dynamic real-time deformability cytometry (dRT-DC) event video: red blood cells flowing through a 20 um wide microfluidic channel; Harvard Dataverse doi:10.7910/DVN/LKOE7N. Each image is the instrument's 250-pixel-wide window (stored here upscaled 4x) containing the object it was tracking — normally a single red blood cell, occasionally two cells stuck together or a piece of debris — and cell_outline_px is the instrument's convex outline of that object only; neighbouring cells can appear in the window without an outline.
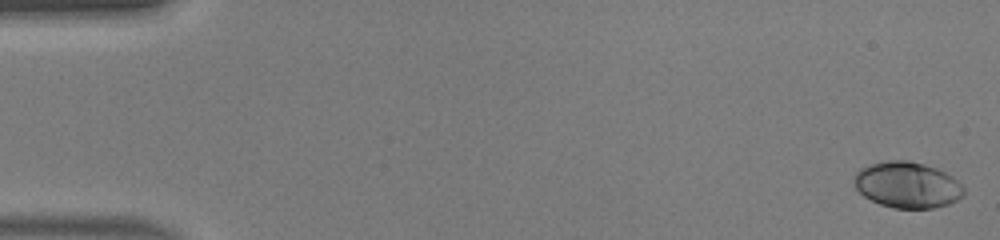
{"species": "human", "species_latin": "Homo sapiens", "temperature_condition": "warm", "stored_images_in_passage": 47, "camera_frame_rate_fps": 3000, "um_per_image_px": 0.085, "donor": {"sex": "male"}, "frame": {"image": 1, "passage_image": 1, "time_ms": 0.0, "image_size_px": [1000, 240], "cell_outline_px": [[964, 196], [948, 204], [932, 208], [896, 208], [880, 204], [864, 196], [856, 188], [852, 180], [856, 172], [860, 168], [872, 164], [888, 160], [908, 160], [924, 164], [936, 168], [952, 176], [964, 188]], "centroid_in_image_um": [77.11, 15.71], "position_along_channel_um": 7.9, "area_um2": 29.36}}
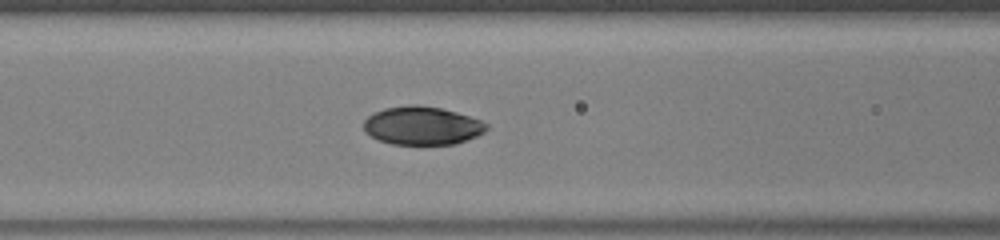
{"frame": {"image": 2, "passage_image": 20, "time_ms": 6.333, "image_size_px": [1000, 240], "cell_outline_px": [[488, 128], [484, 132], [476, 136], [456, 144], [392, 144], [380, 140], [372, 136], [364, 128], [364, 120], [368, 116], [384, 108], [408, 104], [416, 104], [440, 108], [456, 112], [480, 120], [488, 124]], "centroid_in_image_um": [35.9, 10.67], "position_along_channel_um": 130.7, "area_um2": 27.22}}
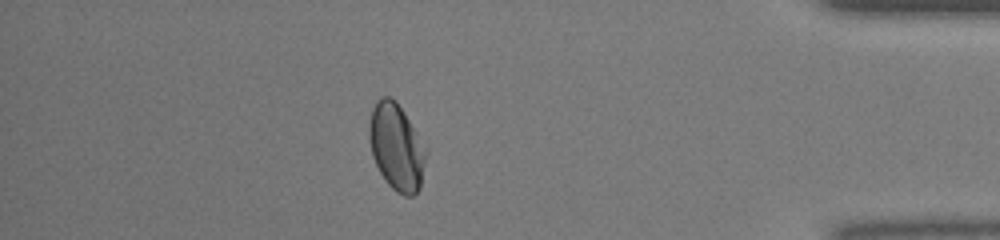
{"frame": {"image": 3, "passage_image": 41, "time_ms": 13.333, "image_size_px": [1000, 240], "cell_outline_px": [[428, 152], [420, 188], [412, 196], [404, 196], [396, 192], [388, 184], [380, 172], [372, 156], [368, 136], [368, 124], [372, 108], [376, 100], [380, 96], [388, 96], [396, 100], [428, 148]], "centroid_in_image_um": [33.71, 12.47], "position_along_channel_um": 401.5, "area_um2": 29.25}, "authors_computed_cell_mechanics": {"area_um2": 28.3798, "velocity_mm_per_s": 4.439, "shape_relaxation_time_tau1_ms": 2.5177, "shape_relaxation_time_tau2_ms": null, "deformation_change_tau1": 0.1292, "deformation_change_tau2": null}}